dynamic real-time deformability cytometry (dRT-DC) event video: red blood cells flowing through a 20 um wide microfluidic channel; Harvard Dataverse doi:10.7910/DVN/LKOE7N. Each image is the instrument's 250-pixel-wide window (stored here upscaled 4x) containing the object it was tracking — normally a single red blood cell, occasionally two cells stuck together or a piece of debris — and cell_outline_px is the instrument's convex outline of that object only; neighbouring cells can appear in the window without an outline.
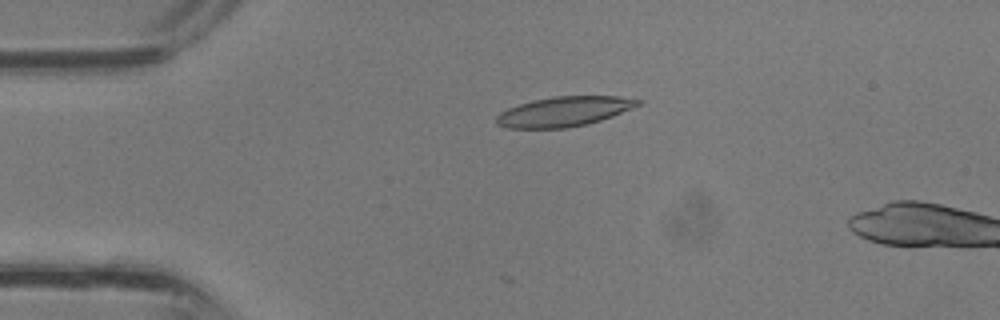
{"species": "common noctule bat (a hibernating species)", "species_latin": "Nyctalus noctula", "temperature_condition": "room temperature", "stored_images_in_passage": 10, "camera_frame_rate_fps": 3000, "um_per_image_px": 0.085, "animal": {"sex": "male", "body_mass_g": 13.3}, "frame": {"image": 1, "passage_image": 8, "time_ms": 2.333, "image_size_px": [1000, 320], "cell_outline_px": [[640, 104], [612, 116], [588, 124], [568, 128], [508, 128], [496, 124], [496, 116], [500, 112], [508, 108], [520, 104], [552, 96], [616, 96], [640, 100]], "centroid_in_image_um": [47.9, 9.49], "position_along_channel_um": 37.1, "area_um2": 24.33}}